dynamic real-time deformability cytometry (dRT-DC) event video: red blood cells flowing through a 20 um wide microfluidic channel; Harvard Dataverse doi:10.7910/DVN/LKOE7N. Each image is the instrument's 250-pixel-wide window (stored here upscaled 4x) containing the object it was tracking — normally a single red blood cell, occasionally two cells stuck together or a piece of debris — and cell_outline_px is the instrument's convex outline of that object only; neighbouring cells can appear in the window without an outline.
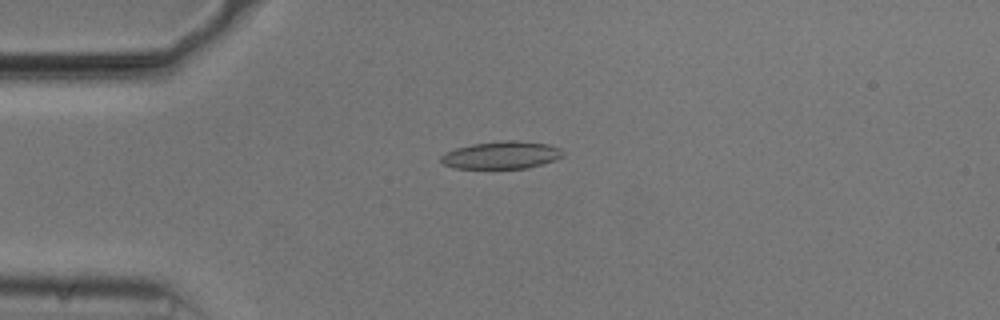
{"species": "common noctule bat (a hibernating species)", "species_latin": "Nyctalus noctula", "temperature_condition": "cold", "stored_images_in_passage": 47, "camera_frame_rate_fps": 3000, "um_per_image_px": 0.085, "animal": {"sex": "male", "body_mass_g": 20.5, "forearm_length_mm": 52.5}, "frame": {"image": 1, "passage_image": 7, "time_ms": 2.0, "image_size_px": [1000, 320], "cell_outline_px": [[564, 156], [556, 160], [544, 164], [528, 168], [452, 168], [444, 164], [440, 160], [440, 156], [456, 148], [472, 144], [504, 140], [512, 140], [548, 144], [560, 148], [564, 152]], "centroid_in_image_um": [42.67, 13.19], "position_along_channel_um": 42.3, "area_um2": 19.59}}
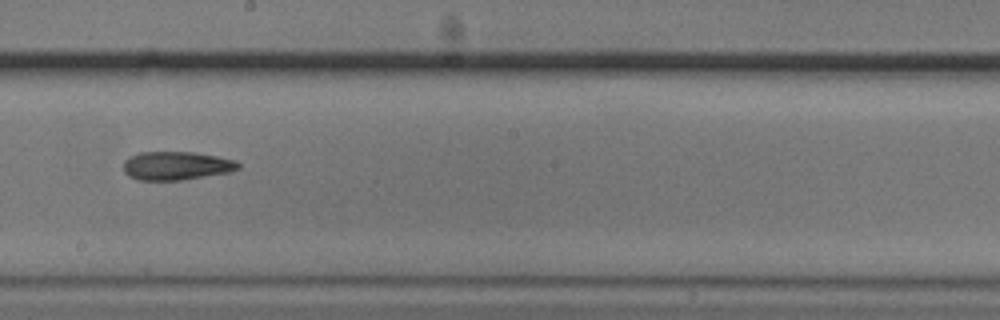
{"frame": {"image": 2, "passage_image": 24, "time_ms": 7.667, "image_size_px": [1000, 320], "cell_outline_px": [[240, 168], [228, 172], [180, 180], [136, 180], [128, 176], [124, 172], [124, 160], [128, 156], [140, 152], [196, 152], [236, 160], [240, 164]], "centroid_in_image_um": [14.95, 14.08], "position_along_channel_um": 233.2, "area_um2": 19.13}}
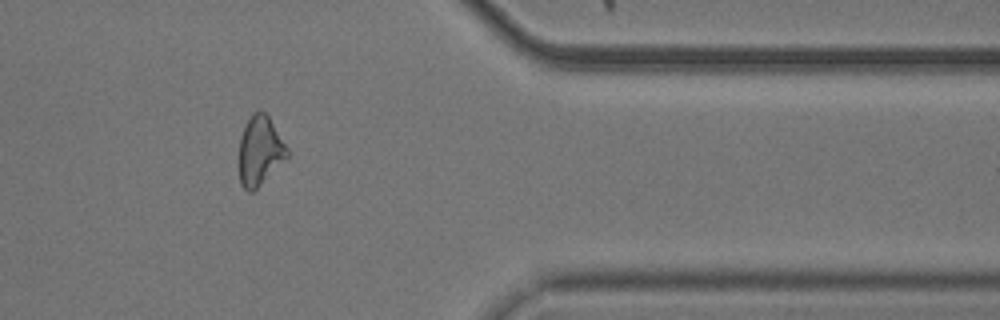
{"frame": {"image": 3, "passage_image": 38, "time_ms": 12.333, "image_size_px": [1000, 320], "cell_outline_px": [[288, 156], [252, 192], [248, 192], [240, 184], [240, 136], [252, 112], [260, 108], [268, 116], [288, 148]], "centroid_in_image_um": [22.08, 12.78], "position_along_channel_um": 389.3, "area_um2": 19.02}, "authors_computed_cell_mechanics": {"area_um2": 19.4786, "velocity_mm_per_s": 3.7398, "shape_relaxation_time_tau1_ms": 9.2037, "shape_relaxation_time_tau2_ms": 4.5987, "deformation_change_tau1": 0.2149, "deformation_change_tau2": 0.1532}}